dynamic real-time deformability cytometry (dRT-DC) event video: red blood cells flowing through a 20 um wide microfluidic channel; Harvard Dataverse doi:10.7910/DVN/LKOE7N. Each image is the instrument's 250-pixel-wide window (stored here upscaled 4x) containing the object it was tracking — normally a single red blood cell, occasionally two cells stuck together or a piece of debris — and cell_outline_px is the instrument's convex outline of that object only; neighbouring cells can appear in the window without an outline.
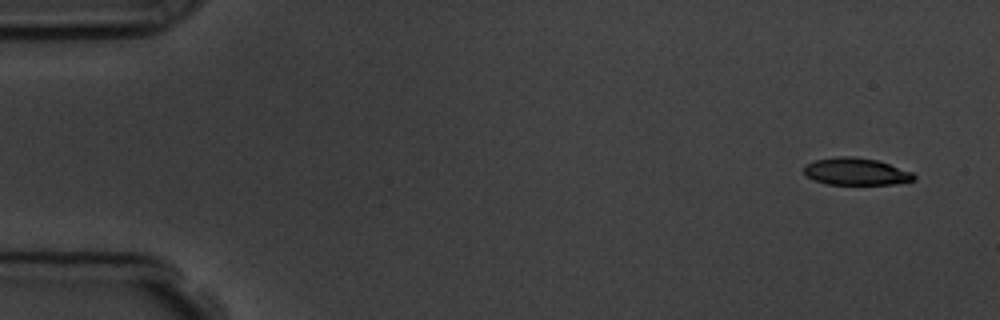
{"species": "common noctule bat (a hibernating species)", "species_latin": "Nyctalus noctula", "temperature_condition": "room temperature", "stored_images_in_passage": 4, "camera_frame_rate_fps": 3000, "um_per_image_px": 0.085, "animal": {"sex": "male", "body_mass_g": 19.5, "forearm_length_mm": 54.6}, "frame": {"image": 1, "passage_image": 1, "time_ms": 0.0, "image_size_px": [1000, 320], "cell_outline_px": [[916, 180], [892, 184], [828, 184], [816, 180], [808, 176], [804, 172], [804, 164], [816, 160], [836, 156], [852, 156], [876, 160], [912, 172], [916, 176]], "centroid_in_image_um": [72.76, 14.57], "position_along_channel_um": 12.2, "area_um2": 17.22}}
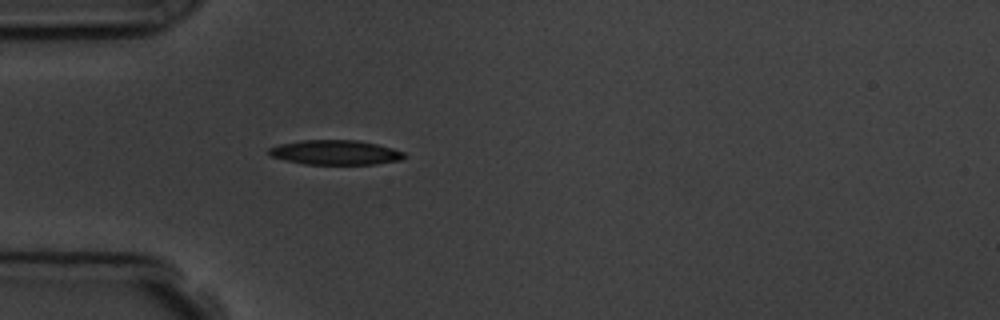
{"frame": {"image": 2, "passage_image": 4, "time_ms": 4.333, "image_size_px": [1000, 320], "cell_outline_px": [[408, 156], [400, 160], [376, 164], [304, 164], [284, 160], [268, 156], [268, 148], [280, 144], [300, 140], [360, 140], [392, 148], [404, 152]], "centroid_in_image_um": [28.49, 12.96], "position_along_channel_um": 56.5, "area_um2": 19.59}}